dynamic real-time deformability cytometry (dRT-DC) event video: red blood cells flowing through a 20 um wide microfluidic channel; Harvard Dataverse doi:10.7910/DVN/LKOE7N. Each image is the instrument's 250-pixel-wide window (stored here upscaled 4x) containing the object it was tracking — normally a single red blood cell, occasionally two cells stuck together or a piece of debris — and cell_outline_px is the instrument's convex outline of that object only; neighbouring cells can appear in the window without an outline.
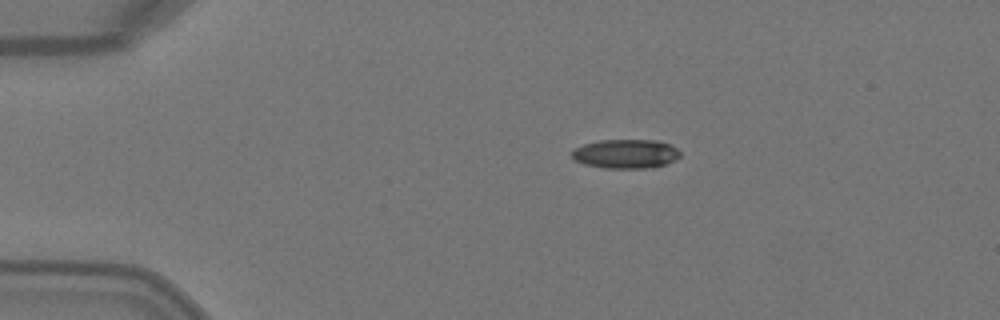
{"species": "Egyptian fruit bat (a non-hibernating species)", "species_latin": "Rousettus aegyptiacus", "temperature_condition": "warm", "stored_images_in_passage": 4, "camera_frame_rate_fps": 3000, "um_per_image_px": 0.085, "animal": {"sex": "female"}, "frame": {"image": 1, "passage_image": 2, "time_ms": 0.333, "image_size_px": [1000, 320], "cell_outline_px": [[680, 156], [676, 160], [664, 164], [644, 168], [604, 168], [584, 164], [576, 160], [572, 156], [572, 148], [584, 144], [600, 140], [656, 140], [668, 144], [676, 148], [680, 152]], "centroid_in_image_um": [53.16, 13.07], "position_along_channel_um": 31.8, "area_um2": 18.26}}
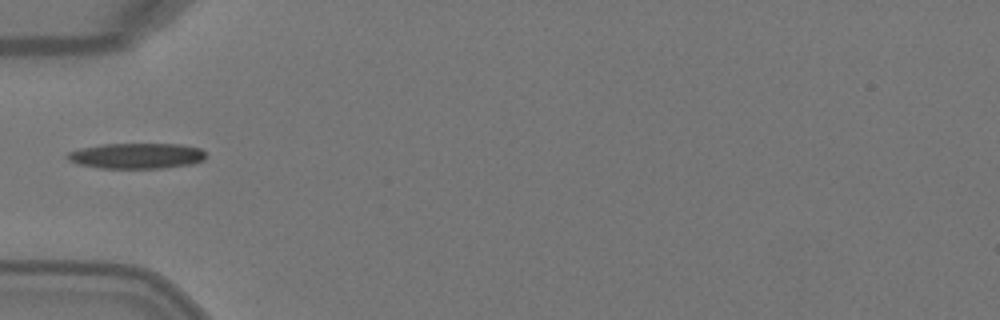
{"frame": {"image": 2, "passage_image": 4, "time_ms": 1.0, "image_size_px": [1000, 320], "cell_outline_px": [[208, 156], [204, 160], [192, 164], [164, 168], [100, 168], [80, 164], [68, 160], [64, 156], [68, 152], [80, 148], [104, 144], [180, 144], [200, 148]], "centroid_in_image_um": [11.63, 13.24], "position_along_channel_um": 73.4, "area_um2": 20.75}}